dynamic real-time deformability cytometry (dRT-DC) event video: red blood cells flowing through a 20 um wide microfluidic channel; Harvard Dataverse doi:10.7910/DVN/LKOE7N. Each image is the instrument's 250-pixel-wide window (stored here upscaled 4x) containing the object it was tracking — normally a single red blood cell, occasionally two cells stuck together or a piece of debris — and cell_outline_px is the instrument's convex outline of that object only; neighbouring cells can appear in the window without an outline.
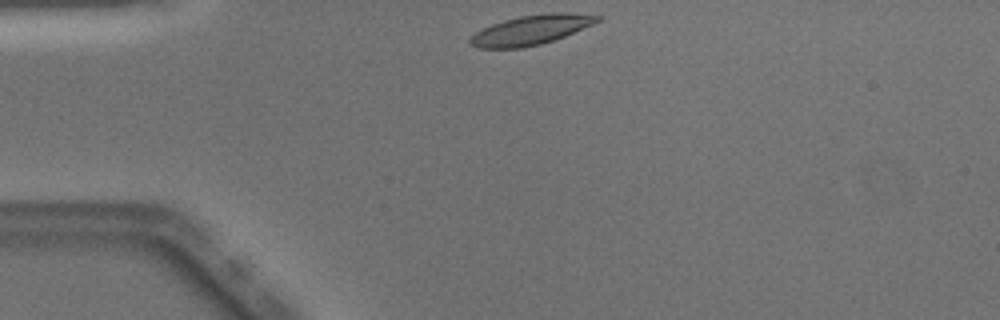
{"species": "Egyptian fruit bat (a non-hibernating species)", "species_latin": "Rousettus aegyptiacus", "temperature_condition": "warm", "stored_images_in_passage": 39, "camera_frame_rate_fps": 3000, "um_per_image_px": 0.085, "animal": {"sex": "male"}, "frame": {"image": 1, "passage_image": 1, "time_ms": 0.0, "image_size_px": [1000, 320], "cell_outline_px": [[604, 16], [600, 20], [592, 24], [564, 36], [540, 44], [524, 48], [480, 48], [472, 44], [468, 40], [476, 32], [492, 24], [504, 20], [520, 16], [552, 12], [564, 12]], "centroid_in_image_um": [45.15, 2.54], "position_along_channel_um": 39.9, "area_um2": 21.62}}
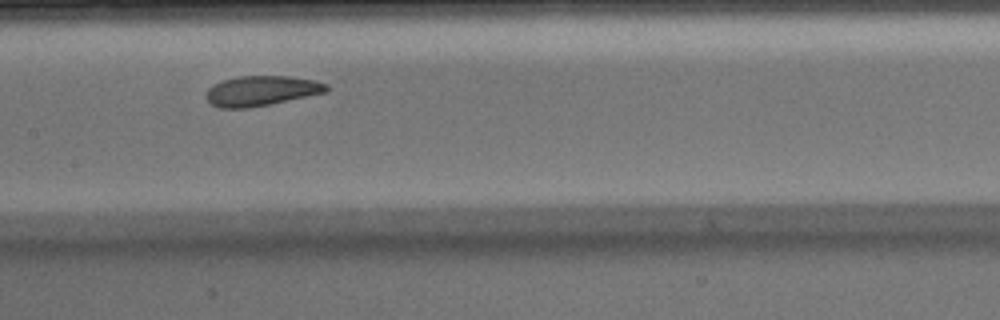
{"frame": {"image": 2, "passage_image": 14, "time_ms": 4.333, "image_size_px": [1000, 320], "cell_outline_px": [[328, 92], [248, 108], [220, 108], [212, 104], [204, 96], [208, 88], [224, 80], [236, 76], [288, 76], [316, 80], [328, 84]], "centroid_in_image_um": [22.23, 7.71], "position_along_channel_um": 185.2, "area_um2": 20.98}}
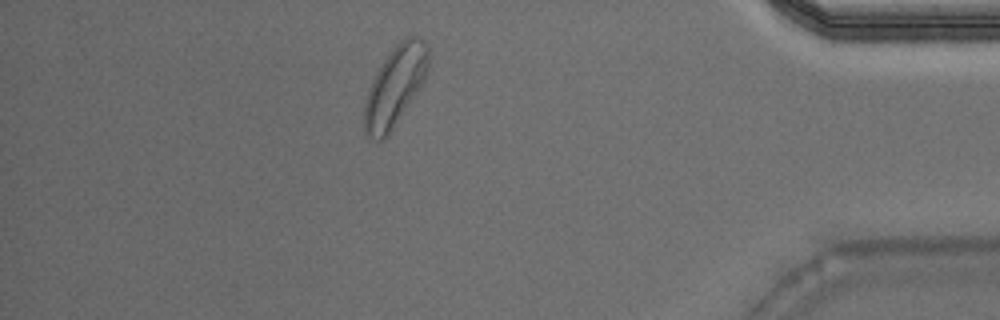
{"frame": {"image": 3, "passage_image": 33, "time_ms": 10.667, "image_size_px": [1000, 320], "cell_outline_px": [[428, 72], [424, 80], [388, 136], [384, 140], [376, 140], [368, 136], [364, 132], [364, 100], [368, 88], [376, 72], [392, 48], [404, 36], [416, 36], [424, 40], [428, 44]], "centroid_in_image_um": [33.57, 7.31], "position_along_channel_um": 401.6, "area_um2": 29.77}, "authors_computed_cell_mechanics": {"area_um2": 22.253, "velocity_mm_per_s": 4.0344, "shape_relaxation_time_tau1_ms": 3.4001, "shape_relaxation_time_tau2_ms": 2.0816, "deformation_change_tau1": 0.159, "deformation_change_tau2": 0.0921}}